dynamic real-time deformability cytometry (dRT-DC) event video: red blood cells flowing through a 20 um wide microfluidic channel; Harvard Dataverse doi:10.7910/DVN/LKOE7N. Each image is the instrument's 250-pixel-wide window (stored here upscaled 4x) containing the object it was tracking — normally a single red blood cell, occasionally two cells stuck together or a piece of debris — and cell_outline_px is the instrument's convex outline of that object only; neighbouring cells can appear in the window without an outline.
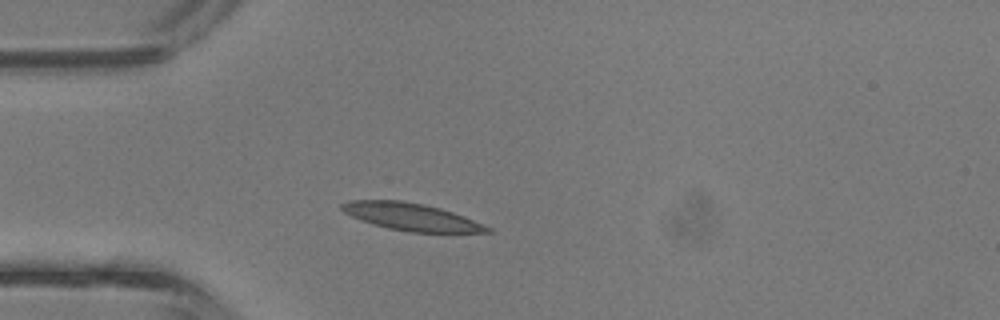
{"species": "common noctule bat (a hibernating species)", "species_latin": "Nyctalus noctula", "temperature_condition": "room temperature", "stored_images_in_passage": 3, "camera_frame_rate_fps": 3000, "um_per_image_px": 0.085, "animal": {"sex": "male", "body_mass_g": 13.3}, "frame": {"image": 1, "passage_image": 3, "time_ms": 0.667, "image_size_px": [1000, 320], "cell_outline_px": [[492, 232], [408, 232], [388, 228], [372, 224], [360, 220], [344, 212], [340, 208], [340, 204], [348, 200], [400, 200], [424, 204], [440, 208], [464, 216], [484, 224], [492, 228]], "centroid_in_image_um": [34.93, 18.42], "position_along_channel_um": 50.1, "area_um2": 23.18}}